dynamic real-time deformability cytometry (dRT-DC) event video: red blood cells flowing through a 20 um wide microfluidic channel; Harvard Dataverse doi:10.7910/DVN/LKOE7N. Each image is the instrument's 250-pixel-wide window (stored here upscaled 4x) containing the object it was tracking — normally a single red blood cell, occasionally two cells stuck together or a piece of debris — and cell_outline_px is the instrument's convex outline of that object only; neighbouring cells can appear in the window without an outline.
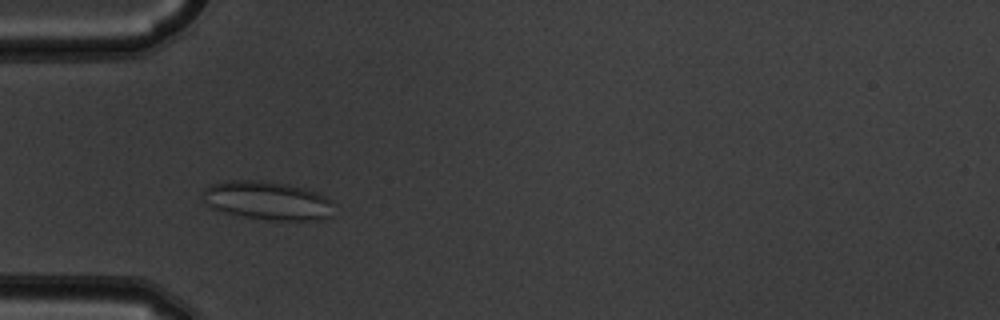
{"species": "common noctule bat (a hibernating species)", "species_latin": "Nyctalus noctula", "temperature_condition": "warm", "stored_images_in_passage": 4, "camera_frame_rate_fps": 3000, "um_per_image_px": 0.085, "animal": {"sex": "male", "body_mass_g": 19.5, "forearm_length_mm": 54.6}, "frame": {"image": 1, "passage_image": 3, "time_ms": 0.667, "image_size_px": [1000, 320], "cell_outline_px": [[332, 216], [316, 220], [268, 220], [244, 216], [212, 208], [204, 200], [204, 188], [212, 184], [224, 180], [264, 180], [288, 184], [320, 192], [328, 200]], "centroid_in_image_um": [22.72, 17.03], "position_along_channel_um": 62.3, "area_um2": 29.19}}
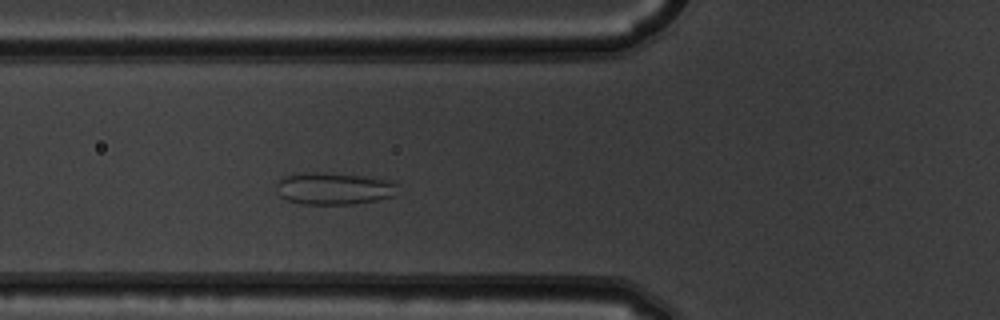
{"frame": {"image": 2, "passage_image": 4, "time_ms": 1.0, "image_size_px": [1000, 320], "cell_outline_px": [[400, 184], [392, 196], [376, 200], [352, 204], [300, 204], [288, 200], [280, 196], [276, 184], [284, 176], [300, 172], [324, 172], [364, 176], [396, 180]], "centroid_in_image_um": [28.41, 16.01], "position_along_channel_um": 97.4, "area_um2": 22.95}}